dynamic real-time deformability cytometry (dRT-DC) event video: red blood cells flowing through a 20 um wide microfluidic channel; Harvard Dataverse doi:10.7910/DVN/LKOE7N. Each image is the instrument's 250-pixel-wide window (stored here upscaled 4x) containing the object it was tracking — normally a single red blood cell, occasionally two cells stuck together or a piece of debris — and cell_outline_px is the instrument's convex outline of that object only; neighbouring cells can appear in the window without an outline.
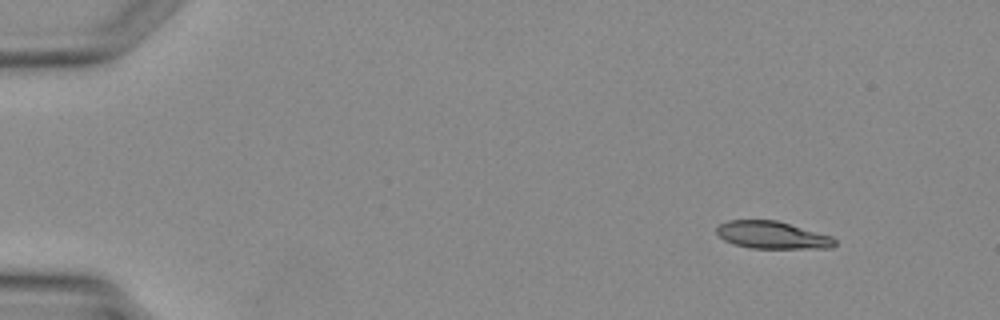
{"species": "Egyptian fruit bat (a non-hibernating species)", "species_latin": "Rousettus aegyptiacus", "temperature_condition": "warm", "stored_images_in_passage": 4, "segment_of_instrument_passage": [1, 2], "camera_frame_rate_fps": 3000, "um_per_image_px": 0.085, "animal": {"sex": "female"}, "frame": {"image": 1, "passage_image": 1, "time_ms": 0.0, "image_size_px": [1000, 320], "cell_outline_px": [[836, 244], [832, 248], [752, 248], [732, 244], [724, 240], [716, 232], [716, 228], [720, 224], [728, 220], [776, 220], [832, 236], [836, 240]], "centroid_in_image_um": [65.64, 19.98], "position_along_channel_um": 19.4, "area_um2": 18.84}}